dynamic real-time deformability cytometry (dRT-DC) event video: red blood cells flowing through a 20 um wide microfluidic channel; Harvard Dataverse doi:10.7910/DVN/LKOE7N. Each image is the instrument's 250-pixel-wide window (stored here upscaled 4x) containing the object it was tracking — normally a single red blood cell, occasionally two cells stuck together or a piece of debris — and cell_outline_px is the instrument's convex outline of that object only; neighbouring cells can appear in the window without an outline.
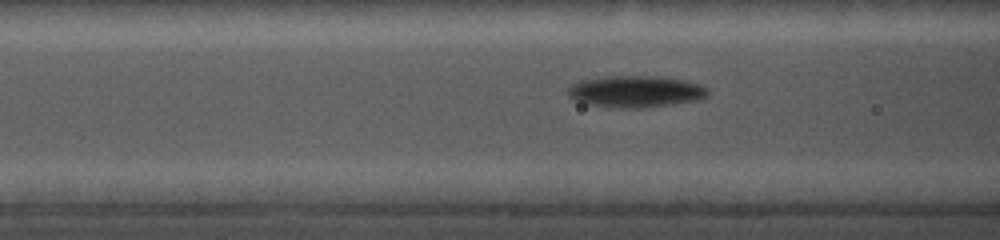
{"species": "common noctule bat (a hibernating species)", "species_latin": "Nyctalus noctula", "temperature_condition": "cold", "stored_images_in_passage": 40, "camera_frame_rate_fps": 5000, "um_per_image_px": 0.085, "animal": {"sex": "female", "body_mass_g": 19.0, "forearm_length_mm": 56.7}, "frame": {"image": 1, "passage_image": 18, "time_ms": 6.4, "image_size_px": [1000, 240], "cell_outline_px": [[708, 92], [704, 96], [696, 100], [672, 104], [644, 108], [612, 108], [588, 104], [576, 100], [568, 96], [568, 88], [572, 84], [584, 80], [600, 76], [656, 76], [684, 80], [700, 84], [708, 88]], "centroid_in_image_um": [54.0, 7.78], "position_along_channel_um": 112.6, "area_um2": 25.78}}
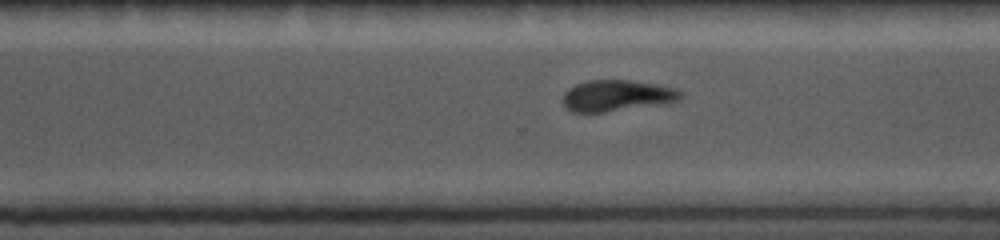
{"frame": {"image": 2, "passage_image": 29, "time_ms": 11.8, "image_size_px": [1000, 240], "cell_outline_px": [[684, 96], [680, 100], [664, 104], [604, 112], [572, 112], [564, 108], [564, 92], [568, 88], [576, 84], [588, 80], [628, 80], [656, 84], [676, 88], [684, 92]], "centroid_in_image_um": [52.47, 8.13], "position_along_channel_um": 318.1, "area_um2": 21.68}}
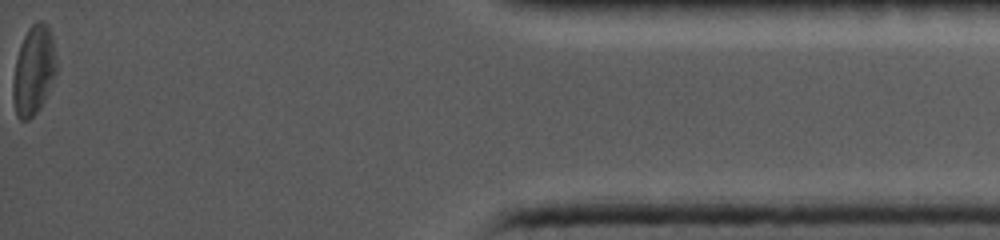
{"frame": {"image": 3, "passage_image": 40, "time_ms": 16.2, "image_size_px": [1000, 240], "cell_outline_px": [[56, 76], [40, 108], [28, 120], [20, 120], [16, 116], [12, 100], [12, 80], [16, 60], [20, 44], [28, 28], [36, 20], [40, 20], [48, 24], [52, 36], [56, 56]], "centroid_in_image_um": [2.85, 5.98], "position_along_channel_um": 432.3, "area_um2": 22.95}}